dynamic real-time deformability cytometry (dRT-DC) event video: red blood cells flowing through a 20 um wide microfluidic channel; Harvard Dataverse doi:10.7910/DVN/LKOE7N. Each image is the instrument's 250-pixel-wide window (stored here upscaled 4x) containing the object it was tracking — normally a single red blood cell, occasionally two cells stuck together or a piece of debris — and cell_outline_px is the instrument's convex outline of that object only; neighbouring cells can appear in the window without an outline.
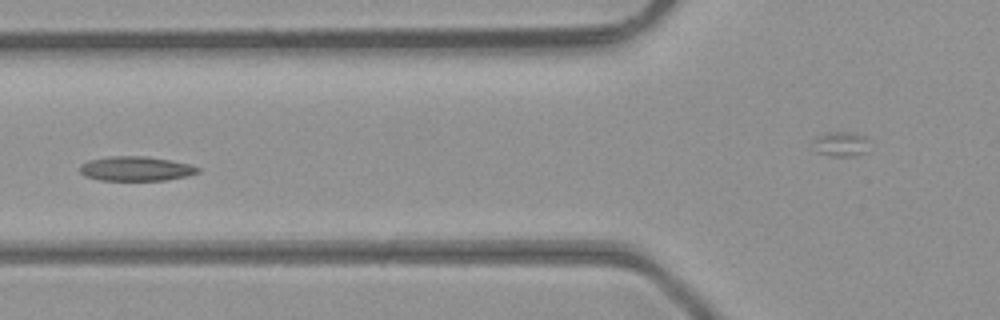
{"species": "common noctule bat (a hibernating species)", "species_latin": "Nyctalus noctula", "temperature_condition": "room temperature", "stored_images_in_passage": 7, "camera_frame_rate_fps": 3000, "um_per_image_px": 0.085, "animal": {"sex": "male", "body_mass_g": 23.1, "forearm_length_mm": 52.7}, "frame": {"image": 1, "passage_image": 6, "time_ms": 1.667, "image_size_px": [1000, 320], "cell_outline_px": [[200, 172], [188, 176], [168, 180], [100, 180], [84, 176], [80, 172], [80, 164], [88, 160], [112, 156], [148, 156], [172, 160], [192, 164], [200, 168]], "centroid_in_image_um": [11.59, 14.33], "position_along_channel_um": 114.2, "area_um2": 17.11}}